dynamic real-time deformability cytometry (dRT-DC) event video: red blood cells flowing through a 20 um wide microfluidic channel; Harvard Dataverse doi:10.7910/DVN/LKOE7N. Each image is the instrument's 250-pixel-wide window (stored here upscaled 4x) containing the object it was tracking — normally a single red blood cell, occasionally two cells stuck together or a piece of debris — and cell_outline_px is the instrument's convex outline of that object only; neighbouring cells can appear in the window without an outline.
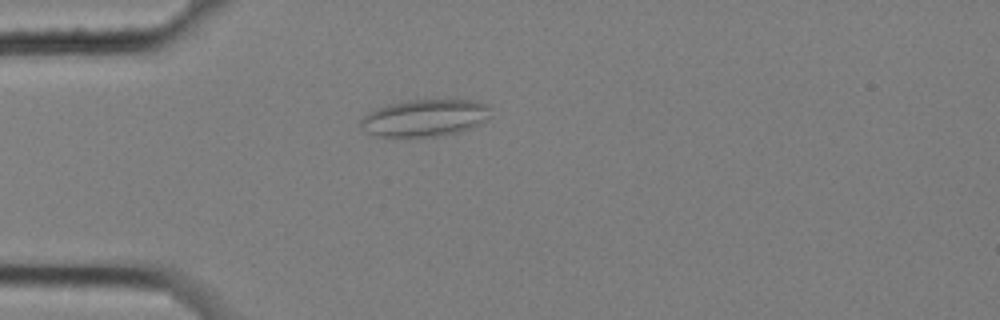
{"species": "common noctule bat (a hibernating species)", "species_latin": "Nyctalus noctula", "temperature_condition": "cold", "stored_images_in_passage": 9, "camera_frame_rate_fps": 3000, "um_per_image_px": 0.085, "animal": {"sex": "female", "body_mass_g": 25.1}, "frame": {"image": 1, "passage_image": 4, "time_ms": 1.0, "image_size_px": [1000, 320], "cell_outline_px": [[492, 116], [488, 120], [472, 128], [460, 132], [436, 136], [380, 136], [368, 132], [360, 128], [360, 120], [368, 112], [388, 104], [408, 100], [468, 100], [492, 104]], "centroid_in_image_um": [36.2, 10.01], "position_along_channel_um": 48.8, "area_um2": 28.32}}
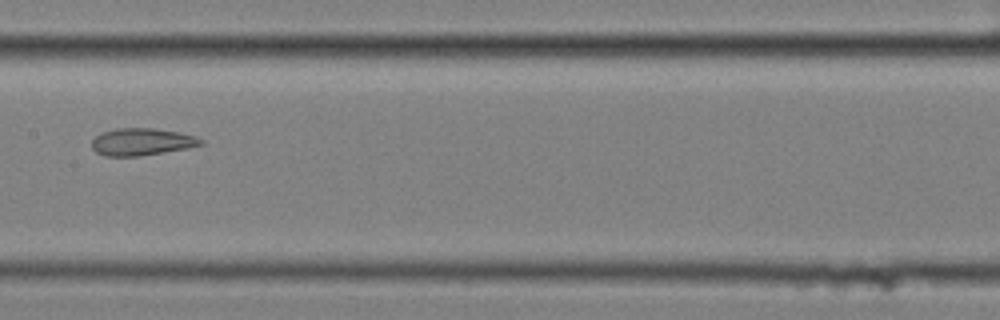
{"frame": {"image": 2, "passage_image": 8, "time_ms": 2.333, "image_size_px": [1000, 320], "cell_outline_px": [[204, 144], [188, 148], [140, 156], [104, 156], [96, 152], [92, 148], [92, 140], [96, 136], [104, 132], [116, 128], [152, 128], [180, 132], [196, 136], [204, 140]], "centroid_in_image_um": [12.08, 12.06], "position_along_channel_um": 195.3, "area_um2": 17.34}}
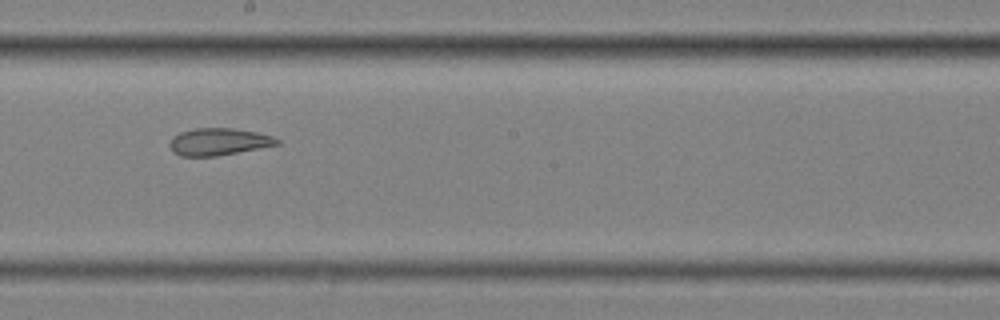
{"frame": {"image": 3, "passage_image": 9, "time_ms": 2.667, "image_size_px": [1000, 320], "cell_outline_px": [[280, 144], [216, 156], [180, 156], [172, 152], [168, 144], [172, 136], [180, 132], [196, 128], [232, 128], [256, 132], [272, 136], [280, 140]], "centroid_in_image_um": [18.54, 12.05], "position_along_channel_um": 229.7, "area_um2": 16.99}}